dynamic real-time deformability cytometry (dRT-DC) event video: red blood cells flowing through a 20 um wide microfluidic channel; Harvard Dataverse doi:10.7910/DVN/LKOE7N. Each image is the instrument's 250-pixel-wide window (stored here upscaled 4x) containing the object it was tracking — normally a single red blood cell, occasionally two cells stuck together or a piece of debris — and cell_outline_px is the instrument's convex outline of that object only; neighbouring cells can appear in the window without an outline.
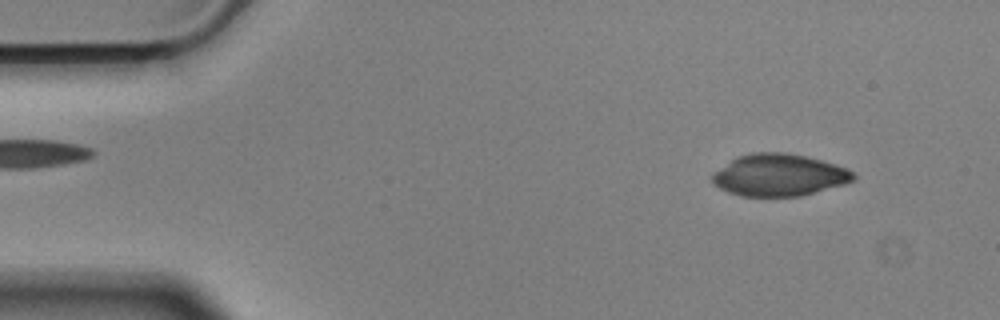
{"species": "Egyptian fruit bat (a non-hibernating species)", "species_latin": "Rousettus aegyptiacus", "temperature_condition": "cold", "stored_images_in_passage": 55, "camera_frame_rate_fps": 3000, "um_per_image_px": 0.085, "animal": {"sex": "male"}, "frame": {"image": 1, "passage_image": 5, "time_ms": 1.333, "image_size_px": [1000, 320], "cell_outline_px": [[856, 180], [844, 184], [800, 196], [740, 196], [728, 192], [712, 184], [712, 176], [716, 172], [736, 156], [752, 152], [784, 152], [804, 156], [820, 160], [844, 168], [852, 172], [856, 176]], "centroid_in_image_um": [66.2, 14.88], "position_along_channel_um": 18.8, "area_um2": 34.22}}